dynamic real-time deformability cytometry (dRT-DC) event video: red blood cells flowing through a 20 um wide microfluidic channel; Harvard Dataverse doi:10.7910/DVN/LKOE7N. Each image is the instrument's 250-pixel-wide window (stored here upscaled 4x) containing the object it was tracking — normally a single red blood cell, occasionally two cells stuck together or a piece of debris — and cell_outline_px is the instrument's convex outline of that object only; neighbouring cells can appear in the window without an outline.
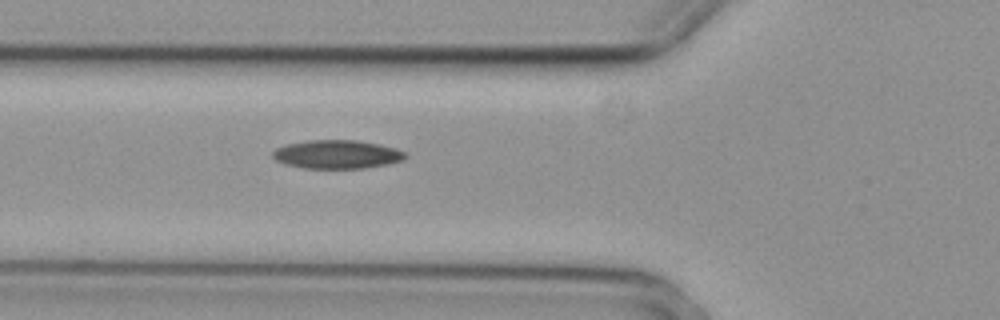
{"species": "common noctule bat (a hibernating species)", "species_latin": "Nyctalus noctula", "temperature_condition": "cold", "stored_images_in_passage": 3, "camera_frame_rate_fps": 3000, "um_per_image_px": 0.085, "animal": {"sex": "female", "body_mass_g": 29.2, "forearm_length_mm": 56.3}, "frame": {"image": 1, "passage_image": 3, "time_ms": 0.667, "image_size_px": [1000, 320], "cell_outline_px": [[408, 156], [404, 160], [388, 164], [364, 168], [304, 168], [284, 164], [276, 160], [272, 156], [272, 152], [276, 148], [284, 144], [308, 140], [356, 140], [380, 144], [396, 148], [404, 152]], "centroid_in_image_um": [28.64, 13.11], "position_along_channel_um": 97.2, "area_um2": 22.25}}